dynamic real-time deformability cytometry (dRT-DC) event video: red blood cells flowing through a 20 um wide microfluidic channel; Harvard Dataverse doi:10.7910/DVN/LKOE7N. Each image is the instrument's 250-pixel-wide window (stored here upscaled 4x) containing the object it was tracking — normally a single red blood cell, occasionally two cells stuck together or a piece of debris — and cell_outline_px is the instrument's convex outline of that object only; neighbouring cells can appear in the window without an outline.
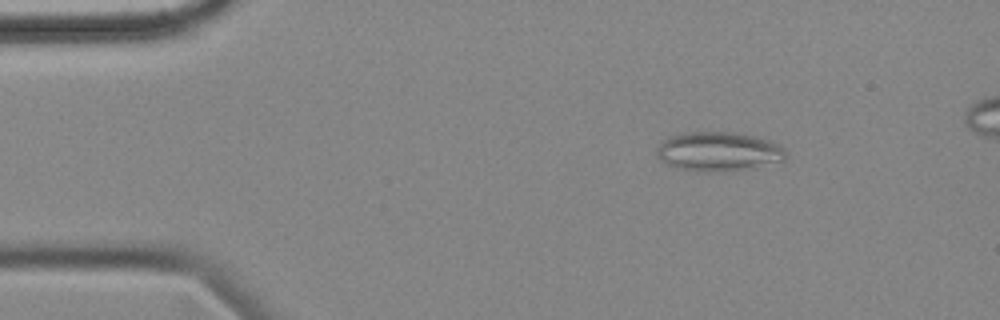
{"species": "common noctule bat (a hibernating species)", "species_latin": "Nyctalus noctula", "temperature_condition": "cold", "stored_images_in_passage": 53, "camera_frame_rate_fps": 3000, "um_per_image_px": 0.085, "animal": {"sex": "female", "body_mass_g": 18.4}, "frame": {"image": 1, "passage_image": 7, "time_ms": 2.0, "image_size_px": [1000, 320], "cell_outline_px": [[788, 152], [784, 160], [752, 168], [704, 172], [680, 168], [668, 164], [660, 160], [656, 156], [656, 148], [668, 136], [688, 132], [732, 132], [772, 140], [780, 144]], "centroid_in_image_um": [61.09, 12.87], "position_along_channel_um": 23.9, "area_um2": 29.48}}
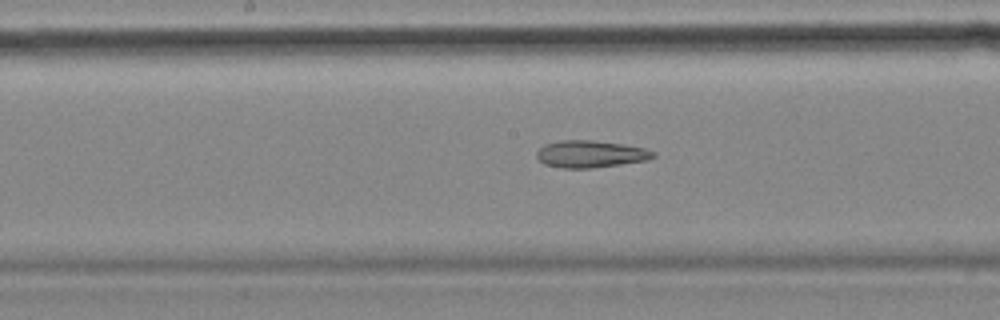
{"frame": {"image": 2, "passage_image": 27, "time_ms": 8.667, "image_size_px": [1000, 320], "cell_outline_px": [[656, 156], [648, 160], [592, 168], [564, 168], [544, 164], [536, 156], [536, 152], [544, 144], [560, 140], [592, 140], [624, 144], [644, 148], [656, 152]], "centroid_in_image_um": [50.2, 13.08], "position_along_channel_um": 198.0, "area_um2": 18.44}}
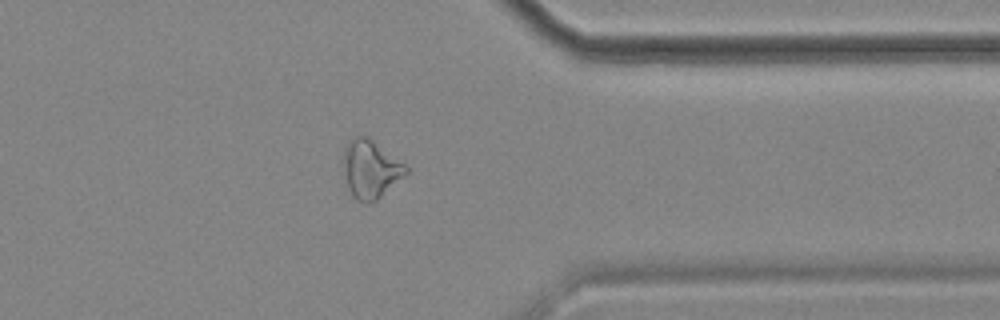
{"frame": {"image": 3, "passage_image": 43, "time_ms": 14.0, "image_size_px": [1000, 320], "cell_outline_px": [[408, 172], [376, 200], [368, 204], [364, 204], [356, 200], [352, 196], [344, 172], [344, 148], [356, 136], [368, 136], [404, 164], [408, 168]], "centroid_in_image_um": [31.49, 14.39], "position_along_channel_um": 379.9, "area_um2": 20.69}, "authors_computed_cell_mechanics": {"area_um2": 21.9062, "velocity_mm_per_s": 3.5821, "shape_relaxation_time_tau1_ms": null, "shape_relaxation_time_tau2_ms": 6.4958, "deformation_change_tau1": null, "deformation_change_tau2": 0.1775}}